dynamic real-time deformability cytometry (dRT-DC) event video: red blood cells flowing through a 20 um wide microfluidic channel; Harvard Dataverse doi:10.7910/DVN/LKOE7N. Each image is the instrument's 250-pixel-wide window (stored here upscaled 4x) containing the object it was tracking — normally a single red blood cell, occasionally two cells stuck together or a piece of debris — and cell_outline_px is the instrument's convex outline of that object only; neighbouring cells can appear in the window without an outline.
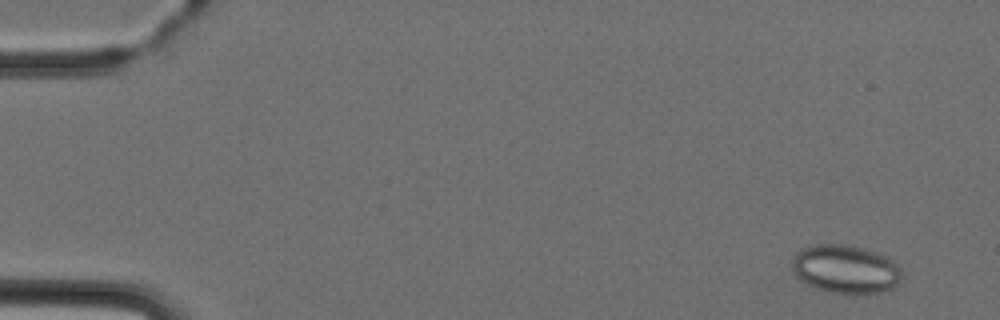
{"species": "Egyptian fruit bat (a non-hibernating species)", "species_latin": "Rousettus aegyptiacus", "temperature_condition": "cold", "stored_images_in_passage": 3, "camera_frame_rate_fps": 3000, "um_per_image_px": 0.085, "animal": {"sex": "female"}, "frame": {"image": 1, "passage_image": 1, "time_ms": 0.0, "image_size_px": [1000, 320], "cell_outline_px": [[904, 276], [892, 288], [880, 292], [828, 292], [816, 288], [800, 280], [796, 276], [792, 268], [792, 260], [796, 252], [804, 248], [816, 244], [848, 244], [864, 248], [876, 252], [892, 260], [900, 268]], "centroid_in_image_um": [71.86, 22.85], "position_along_channel_um": 13.1, "area_um2": 30.75}}